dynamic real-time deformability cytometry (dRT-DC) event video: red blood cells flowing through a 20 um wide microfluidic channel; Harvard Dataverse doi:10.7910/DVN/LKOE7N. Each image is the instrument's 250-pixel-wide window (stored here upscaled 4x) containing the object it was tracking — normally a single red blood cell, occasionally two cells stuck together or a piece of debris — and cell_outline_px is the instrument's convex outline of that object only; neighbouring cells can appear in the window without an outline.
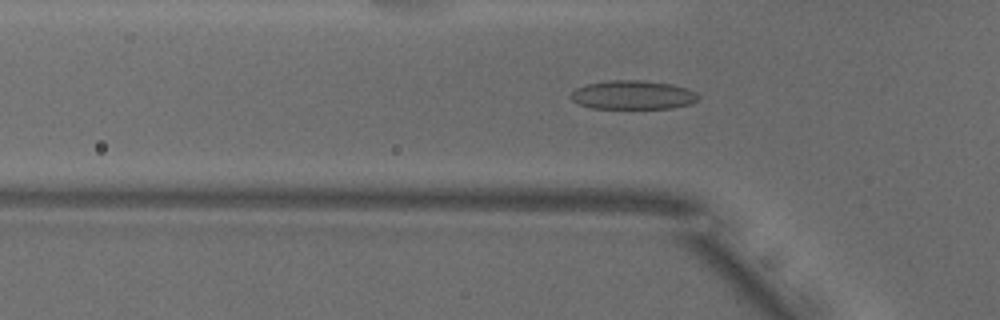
{"species": "common noctule bat (a hibernating species)", "species_latin": "Nyctalus noctula", "temperature_condition": "warm", "stored_images_in_passage": 52, "camera_frame_rate_fps": 3000, "um_per_image_px": 0.085, "animal": {"sex": "male", "body_mass_g": 18.8}, "frame": {"image": 1, "passage_image": 16, "time_ms": 5.0, "image_size_px": [1000, 320], "cell_outline_px": [[700, 96], [692, 104], [672, 108], [592, 108], [580, 104], [572, 100], [568, 96], [576, 88], [584, 84], [612, 80], [640, 80], [672, 84], [688, 88], [696, 92]], "centroid_in_image_um": [53.8, 8.06], "position_along_channel_um": 72.0, "area_um2": 21.56}}
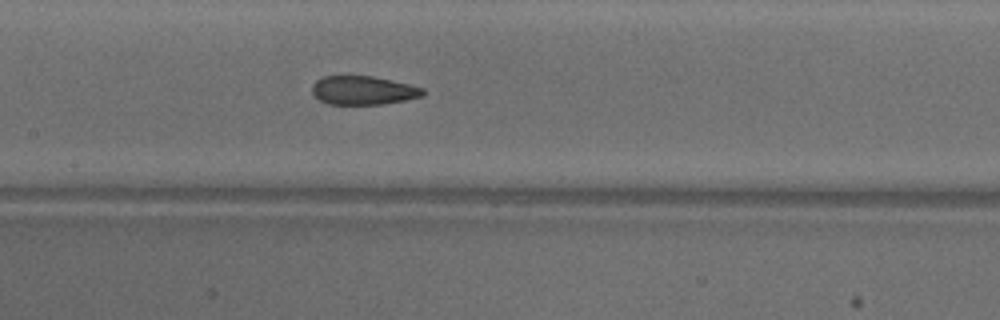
{"frame": {"image": 2, "passage_image": 24, "time_ms": 7.667, "image_size_px": [1000, 320], "cell_outline_px": [[424, 96], [384, 104], [328, 104], [320, 100], [312, 92], [312, 84], [316, 80], [324, 76], [372, 76], [408, 84], [424, 88]], "centroid_in_image_um": [30.87, 7.68], "position_along_channel_um": 176.5, "area_um2": 18.44}}
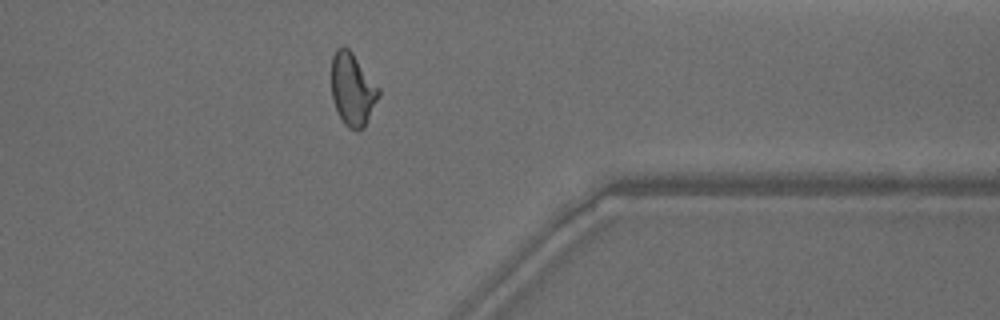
{"frame": {"image": 3, "passage_image": 41, "time_ms": 13.333, "image_size_px": [1000, 320], "cell_outline_px": [[380, 96], [364, 128], [356, 132], [348, 128], [344, 124], [336, 112], [332, 100], [332, 56], [336, 48], [348, 48], [352, 52], [380, 88]], "centroid_in_image_um": [29.97, 7.65], "position_along_channel_um": 381.4, "area_um2": 20.23}, "authors_computed_cell_mechanics": {"area_um2": 20.4612, "velocity_mm_per_s": 3.8667, "shape_relaxation_time_tau1_ms": 11.2141, "shape_relaxation_time_tau2_ms": 1.604, "deformation_change_tau1": 0.2652, "deformation_change_tau2": 0.0724}}